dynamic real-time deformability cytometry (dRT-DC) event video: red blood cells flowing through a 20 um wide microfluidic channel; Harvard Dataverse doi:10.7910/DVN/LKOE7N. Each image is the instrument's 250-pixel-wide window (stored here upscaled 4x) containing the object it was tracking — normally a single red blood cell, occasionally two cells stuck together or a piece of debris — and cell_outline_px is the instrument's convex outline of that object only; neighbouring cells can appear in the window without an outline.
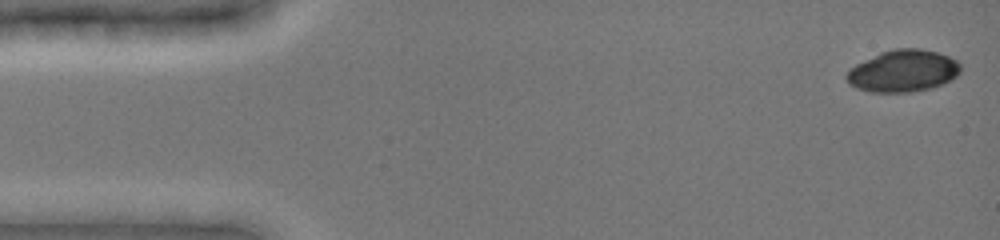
{"species": "common noctule bat (a hibernating species)", "species_latin": "Nyctalus noctula", "temperature_condition": "cold", "stored_images_in_passage": 12, "camera_frame_rate_fps": 3000, "um_per_image_px": 0.085, "animal": {"sex": "female", "body_mass_g": 19.0, "forearm_length_mm": 51.5}, "frame": {"image": 1, "passage_image": 1, "time_ms": 0.0, "image_size_px": [1000, 240], "cell_outline_px": [[960, 72], [956, 76], [944, 84], [932, 88], [912, 92], [868, 92], [856, 88], [848, 84], [844, 76], [848, 68], [880, 52], [892, 48], [920, 48], [936, 52], [948, 56], [956, 60], [960, 64]], "centroid_in_image_um": [76.72, 6.03], "position_along_channel_um": 8.3, "area_um2": 28.26}}
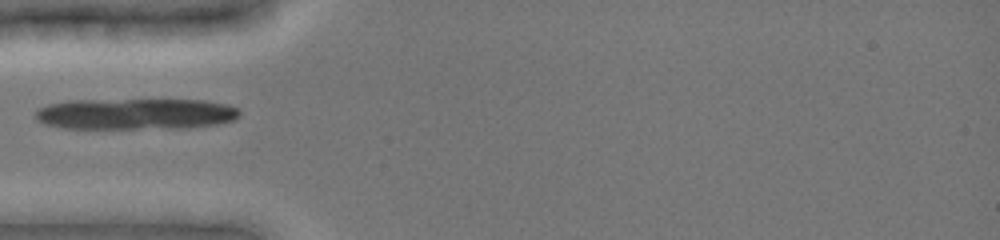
{"frame": {"image": 2, "passage_image": 7, "time_ms": 4.667, "image_size_px": [1000, 240], "cell_outline_px": [[240, 116], [236, 120], [216, 124], [188, 128], [64, 128], [44, 124], [36, 120], [36, 112], [40, 108], [48, 104], [68, 100], [204, 100], [228, 104], [236, 108], [240, 112]], "centroid_in_image_um": [11.55, 9.68], "position_along_channel_um": 73.5, "area_um2": 37.17}}